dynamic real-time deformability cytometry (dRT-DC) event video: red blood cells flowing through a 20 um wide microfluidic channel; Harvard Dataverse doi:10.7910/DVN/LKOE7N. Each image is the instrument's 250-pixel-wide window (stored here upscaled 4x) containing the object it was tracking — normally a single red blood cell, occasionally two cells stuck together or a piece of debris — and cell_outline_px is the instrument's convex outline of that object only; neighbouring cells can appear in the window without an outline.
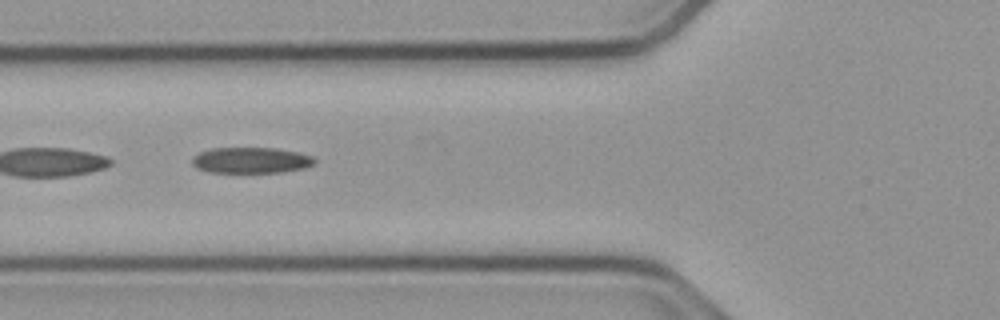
{"species": "common noctule bat (a hibernating species)", "species_latin": "Nyctalus noctula", "temperature_condition": "cold", "stored_images_in_passage": 53, "camera_frame_rate_fps": 3000, "um_per_image_px": 0.085, "animal": {"sex": "male", "body_mass_g": 23.1, "forearm_length_mm": 52.7}, "frame": {"image": 1, "passage_image": 20, "time_ms": 6.333, "image_size_px": [1000, 320], "cell_outline_px": [[316, 164], [304, 168], [280, 172], [208, 172], [196, 168], [192, 164], [192, 156], [200, 152], [212, 148], [276, 148], [296, 152], [312, 156], [316, 160]], "centroid_in_image_um": [21.32, 13.62], "position_along_channel_um": 104.5, "area_um2": 18.5}}
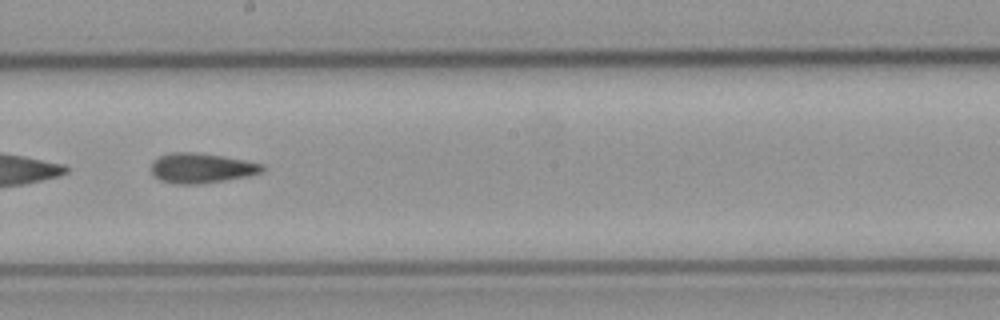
{"frame": {"image": 2, "passage_image": 30, "time_ms": 9.667, "image_size_px": [1000, 320], "cell_outline_px": [[264, 168], [260, 172], [248, 176], [200, 184], [176, 184], [160, 180], [152, 172], [152, 160], [160, 156], [172, 152], [192, 152], [224, 156], [264, 164]], "centroid_in_image_um": [17.11, 14.28], "position_along_channel_um": 231.1, "area_um2": 19.25}}
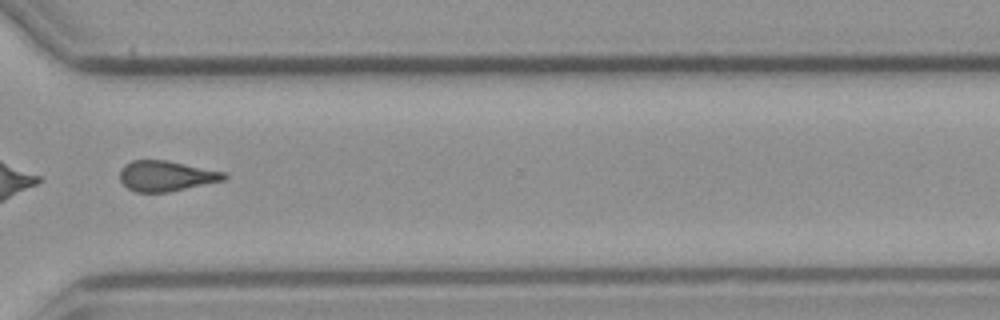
{"frame": {"image": 3, "passage_image": 40, "time_ms": 13.0, "image_size_px": [1000, 320], "cell_outline_px": [[228, 176], [224, 180], [168, 192], [136, 192], [128, 188], [120, 180], [120, 168], [124, 164], [132, 160], [168, 160], [224, 172]], "centroid_in_image_um": [14.09, 14.95], "position_along_channel_um": 356.5, "area_um2": 18.44}, "authors_computed_cell_mechanics": {"area_um2": 19.2474, "velocity_mm_per_s": 3.772, "shape_relaxation_time_tau1_ms": 8.5357, "shape_relaxation_time_tau2_ms": 4.3078, "deformation_change_tau1": 0.1825, "deformation_change_tau2": 0.1394}}